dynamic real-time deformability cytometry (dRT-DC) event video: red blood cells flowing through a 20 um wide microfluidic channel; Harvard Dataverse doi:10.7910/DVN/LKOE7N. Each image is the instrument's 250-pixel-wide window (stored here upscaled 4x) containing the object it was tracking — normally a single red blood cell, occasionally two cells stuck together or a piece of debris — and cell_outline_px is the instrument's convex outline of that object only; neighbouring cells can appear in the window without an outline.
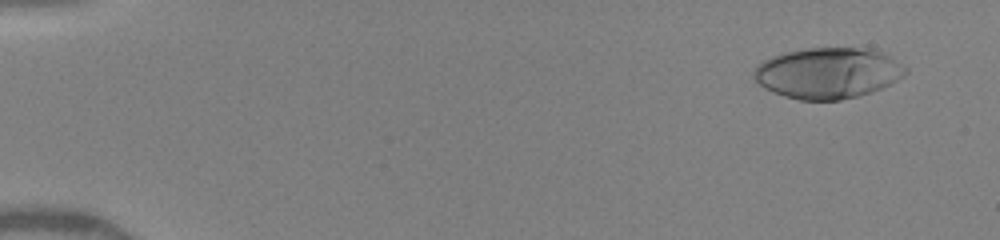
{"species": "human", "species_latin": "Homo sapiens", "temperature_condition": "warm", "stored_images_in_passage": 18, "camera_frame_rate_fps": 3000, "um_per_image_px": 0.085, "donor": {"sex": "female"}, "frame": {"image": 1, "passage_image": 3, "time_ms": 1.0, "image_size_px": [1000, 240], "cell_outline_px": [[908, 72], [904, 76], [880, 88], [856, 96], [840, 100], [800, 100], [784, 96], [772, 92], [764, 88], [752, 76], [752, 72], [764, 60], [772, 56], [784, 52], [808, 48], [876, 48], [908, 68]], "centroid_in_image_um": [70.37, 6.2], "position_along_channel_um": 14.6, "area_um2": 44.91}}
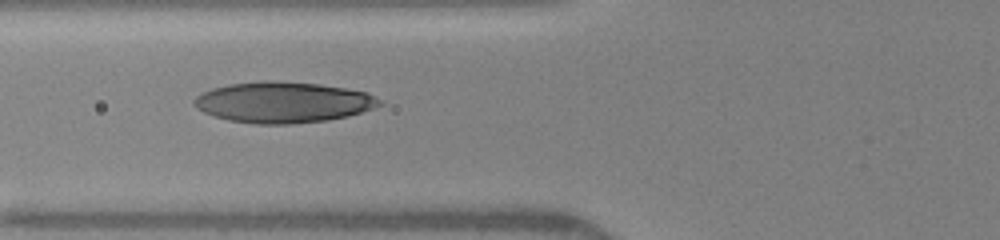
{"frame": {"image": 2, "passage_image": 12, "time_ms": 6.333, "image_size_px": [1000, 240], "cell_outline_px": [[384, 104], [348, 116], [328, 120], [292, 124], [256, 124], [228, 120], [204, 112], [192, 104], [192, 100], [196, 96], [212, 88], [232, 84], [320, 84], [368, 92], [384, 100]], "centroid_in_image_um": [24.13, 8.75], "position_along_channel_um": 101.7, "area_um2": 42.89}}
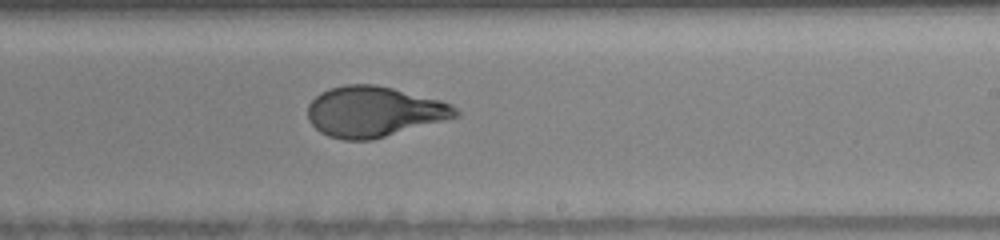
{"frame": {"image": 3, "passage_image": 18, "time_ms": 10.0, "image_size_px": [1000, 240], "cell_outline_px": [[460, 116], [372, 140], [344, 140], [328, 136], [320, 132], [308, 120], [308, 104], [320, 92], [344, 84], [376, 84], [440, 100], [452, 104], [460, 112]], "centroid_in_image_um": [31.78, 9.49], "position_along_channel_um": 257.2, "area_um2": 43.52}}